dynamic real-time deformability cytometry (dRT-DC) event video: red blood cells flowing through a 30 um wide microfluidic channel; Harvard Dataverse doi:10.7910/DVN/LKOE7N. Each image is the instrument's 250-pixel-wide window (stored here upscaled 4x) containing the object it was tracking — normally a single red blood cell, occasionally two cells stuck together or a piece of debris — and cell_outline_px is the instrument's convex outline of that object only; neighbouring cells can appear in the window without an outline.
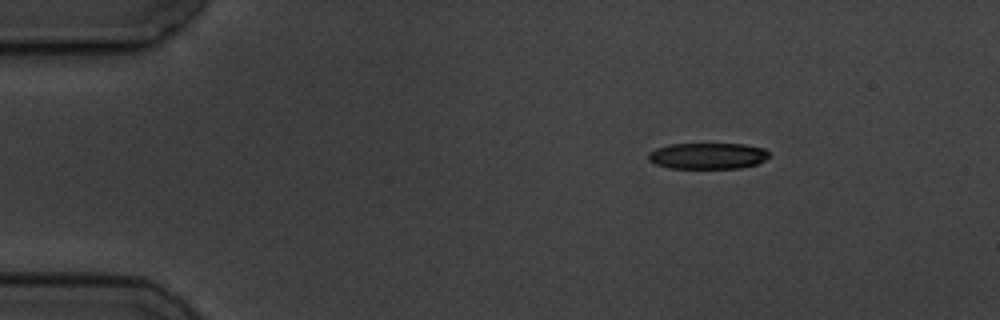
{"species": "common noctule bat (a hibernating species)", "species_latin": "Nyctalus noctula", "temperature_condition": "cold", "stored_images_in_passage": 7, "camera_frame_rate_fps": 3000, "um_per_image_px": 0.085, "animal": {"sex": "male", "body_mass_g": 19.5, "forearm_length_mm": 54.6}, "frame": {"image": 1, "passage_image": 3, "time_ms": 2.333, "image_size_px": [1000, 320], "cell_outline_px": [[772, 152], [764, 160], [756, 164], [740, 168], [668, 168], [656, 164], [648, 160], [648, 152], [656, 148], [668, 144], [744, 144], [764, 148]], "centroid_in_image_um": [60.15, 13.24], "position_along_channel_um": 24.8, "area_um2": 18.55}}
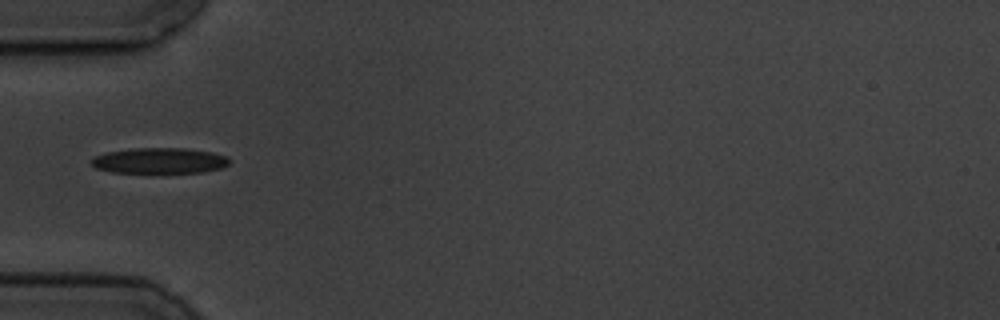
{"frame": {"image": 2, "passage_image": 6, "time_ms": 5.667, "image_size_px": [1000, 320], "cell_outline_px": [[228, 164], [220, 168], [200, 172], [112, 172], [96, 168], [88, 160], [92, 156], [108, 152], [132, 148], [188, 148], [212, 152], [228, 156]], "centroid_in_image_um": [13.51, 13.64], "position_along_channel_um": 71.5, "area_um2": 20.58}}
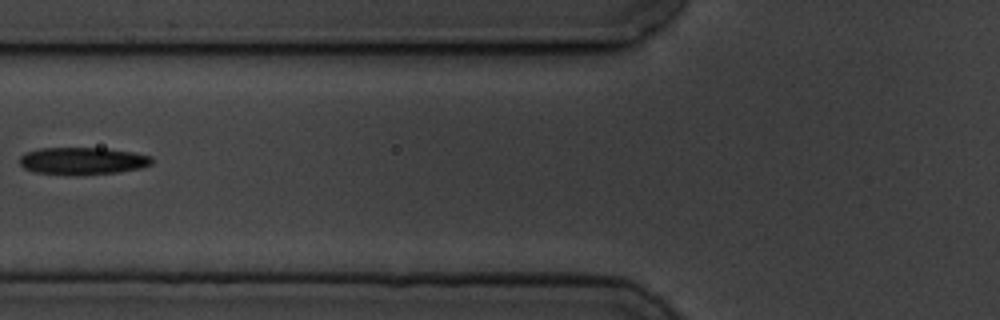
{"frame": {"image": 3, "passage_image": 7, "time_ms": 7.0, "image_size_px": [1000, 320], "cell_outline_px": [[152, 164], [140, 168], [120, 172], [76, 176], [72, 176], [36, 172], [24, 168], [20, 164], [20, 156], [24, 152], [40, 148], [104, 148], [132, 152], [152, 156]], "centroid_in_image_um": [7.01, 13.69], "position_along_channel_um": 118.8, "area_um2": 21.33}}